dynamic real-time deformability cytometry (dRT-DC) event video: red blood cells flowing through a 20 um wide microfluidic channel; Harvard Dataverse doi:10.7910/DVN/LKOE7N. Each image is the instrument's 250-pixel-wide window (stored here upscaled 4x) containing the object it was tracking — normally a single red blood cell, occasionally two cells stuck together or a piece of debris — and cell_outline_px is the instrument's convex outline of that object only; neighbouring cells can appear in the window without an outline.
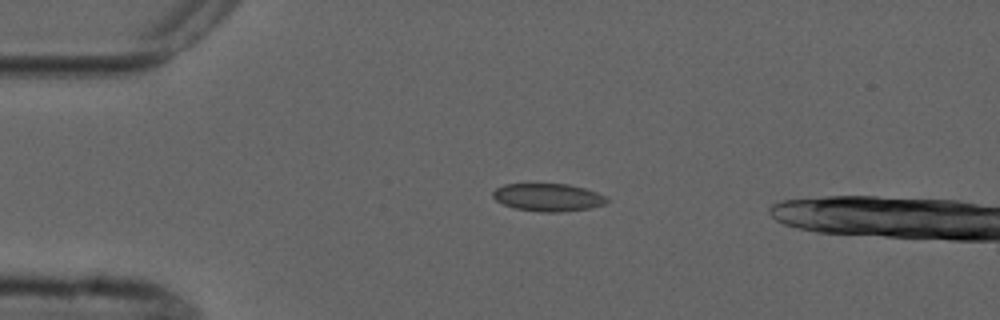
{"species": "common noctule bat (a hibernating species)", "species_latin": "Nyctalus noctula", "temperature_condition": "cold", "stored_images_in_passage": 7, "camera_frame_rate_fps": 3000, "um_per_image_px": 0.085, "animal": {"sex": "male", "forearm_length_mm": 52.5}, "frame": {"image": 1, "passage_image": 3, "time_ms": 2.0, "image_size_px": [1000, 320], "cell_outline_px": [[608, 200], [604, 204], [592, 208], [564, 212], [540, 212], [512, 208], [496, 200], [492, 196], [492, 192], [496, 188], [504, 184], [568, 184], [584, 188], [608, 196]], "centroid_in_image_um": [46.59, 16.78], "position_along_channel_um": 38.4, "area_um2": 18.61}}
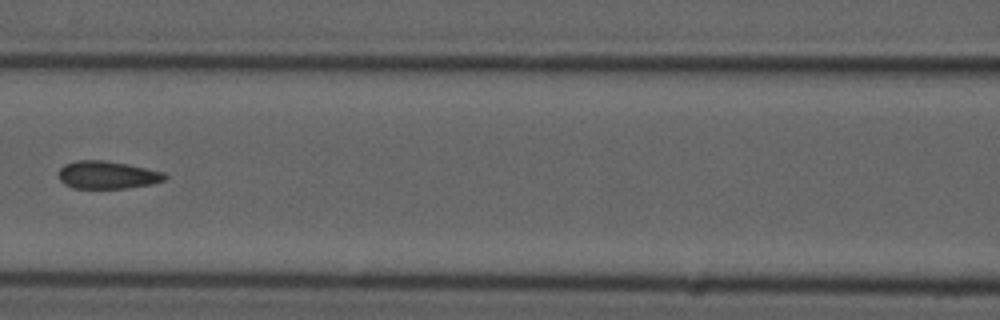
{"frame": {"image": 2, "passage_image": 6, "time_ms": 6.0, "image_size_px": [1000, 320], "cell_outline_px": [[168, 176], [164, 180], [152, 184], [128, 188], [72, 188], [64, 184], [60, 180], [60, 168], [64, 164], [76, 160], [104, 160], [128, 164], [164, 172]], "centroid_in_image_um": [9.13, 14.87], "position_along_channel_um": 157.5, "area_um2": 17.22}}
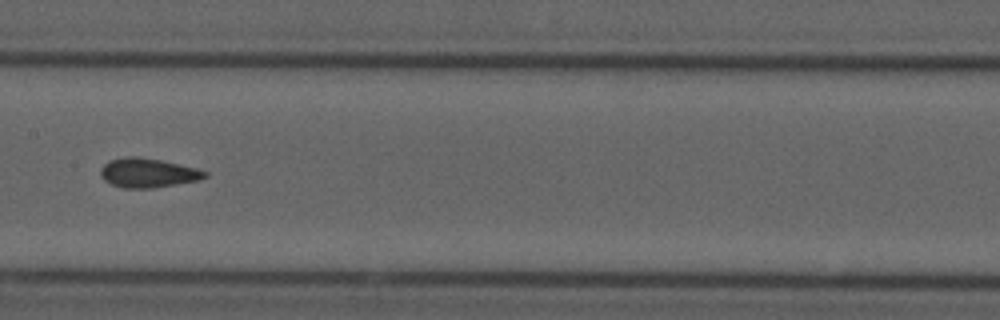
{"frame": {"image": 3, "passage_image": 7, "time_ms": 7.0, "image_size_px": [1000, 320], "cell_outline_px": [[208, 176], [200, 180], [152, 188], [124, 188], [112, 184], [104, 180], [100, 176], [100, 168], [108, 160], [124, 156], [136, 156], [160, 160], [196, 168], [208, 172]], "centroid_in_image_um": [12.55, 14.69], "position_along_channel_um": 194.9, "area_um2": 17.86}}